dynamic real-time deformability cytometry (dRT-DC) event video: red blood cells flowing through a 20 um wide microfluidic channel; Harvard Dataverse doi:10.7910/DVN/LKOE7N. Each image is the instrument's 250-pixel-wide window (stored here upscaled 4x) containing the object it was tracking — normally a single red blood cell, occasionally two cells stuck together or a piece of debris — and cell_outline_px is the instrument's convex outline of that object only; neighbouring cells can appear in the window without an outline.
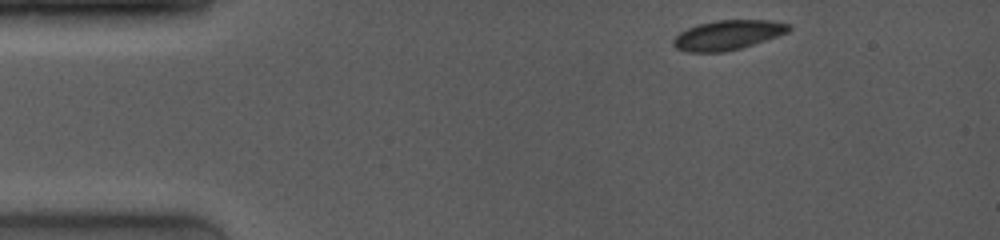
{"species": "common noctule bat (a hibernating species)", "species_latin": "Nyctalus noctula", "temperature_condition": "room temperature", "stored_images_in_passage": 5, "camera_frame_rate_fps": 4000, "um_per_image_px": 0.085, "animal": {"sex": "female", "body_mass_g": 19.0, "forearm_length_mm": 53.3}, "frame": {"image": 1, "passage_image": 1, "time_ms": 0.0, "image_size_px": [1000, 240], "cell_outline_px": [[792, 28], [788, 32], [740, 48], [724, 52], [688, 52], [676, 48], [672, 44], [672, 40], [680, 32], [688, 28], [700, 24], [716, 20], [772, 20], [788, 24]], "centroid_in_image_um": [61.83, 2.97], "position_along_channel_um": 23.2, "area_um2": 19.71}}
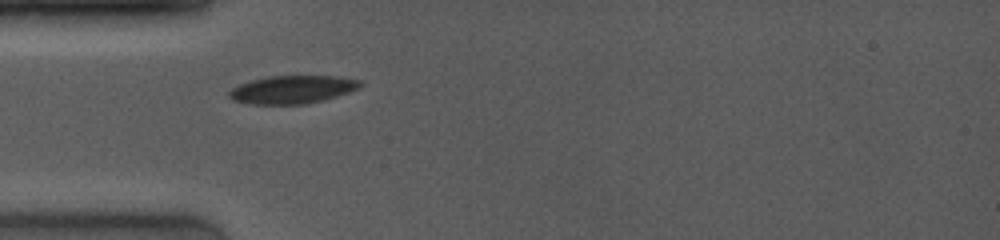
{"frame": {"image": 2, "passage_image": 4, "time_ms": 2.75, "image_size_px": [1000, 240], "cell_outline_px": [[364, 84], [360, 88], [324, 100], [304, 104], [248, 104], [232, 100], [228, 96], [228, 92], [232, 88], [240, 84], [252, 80], [268, 76], [336, 76], [360, 80]], "centroid_in_image_um": [24.85, 7.61], "position_along_channel_um": 60.2, "area_um2": 21.44}}